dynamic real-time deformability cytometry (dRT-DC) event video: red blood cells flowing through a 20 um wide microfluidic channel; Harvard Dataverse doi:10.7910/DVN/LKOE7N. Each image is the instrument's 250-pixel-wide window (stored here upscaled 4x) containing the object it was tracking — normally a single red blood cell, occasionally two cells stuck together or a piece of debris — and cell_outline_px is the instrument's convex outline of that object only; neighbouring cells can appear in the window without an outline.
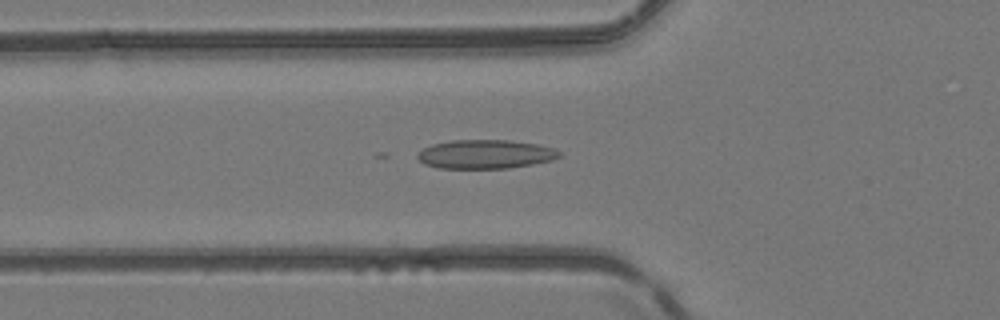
{"species": "common noctule bat (a hibernating species)", "species_latin": "Nyctalus noctula", "temperature_condition": "room temperature", "stored_images_in_passage": 51, "camera_frame_rate_fps": 3000, "um_per_image_px": 0.085, "animal": {"sex": "female", "body_mass_g": 24.6, "forearm_length_mm": 56.2}, "frame": {"image": 1, "passage_image": 19, "time_ms": 6.0, "image_size_px": [1000, 320], "cell_outline_px": [[560, 156], [552, 160], [532, 164], [508, 168], [436, 168], [424, 164], [416, 156], [424, 148], [432, 144], [452, 140], [508, 140], [536, 144], [556, 148], [560, 152]], "centroid_in_image_um": [41.26, 13.11], "position_along_channel_um": 84.5, "area_um2": 23.81}}
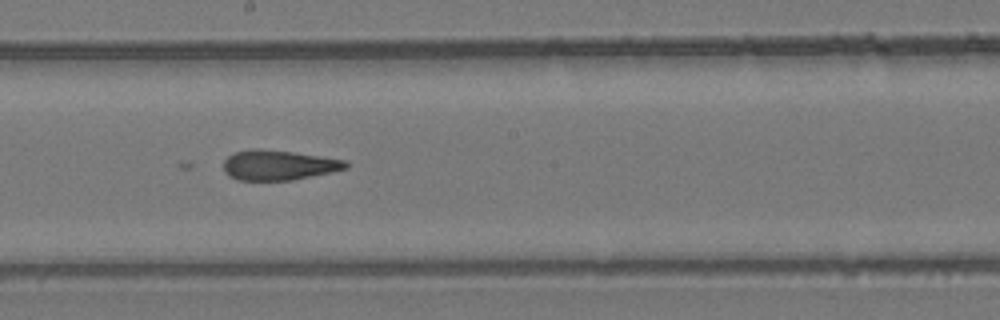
{"frame": {"image": 2, "passage_image": 29, "time_ms": 9.333, "image_size_px": [1000, 320], "cell_outline_px": [[348, 168], [332, 172], [292, 180], [236, 180], [228, 176], [224, 172], [224, 160], [228, 156], [236, 152], [252, 148], [260, 148], [292, 152], [320, 156], [344, 160], [348, 164]], "centroid_in_image_um": [23.65, 14.04], "position_along_channel_um": 224.6, "area_um2": 21.39}}
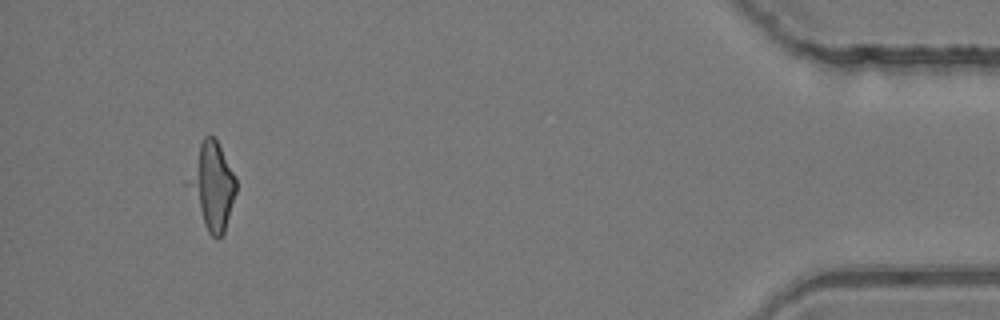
{"frame": {"image": 3, "passage_image": 48, "time_ms": 15.667, "image_size_px": [1000, 320], "cell_outline_px": [[236, 192], [224, 232], [216, 240], [208, 232], [184, 184], [200, 144], [204, 136], [212, 136], [216, 140], [236, 176]], "centroid_in_image_um": [18.01, 15.82], "position_along_channel_um": 417.2, "area_um2": 24.04}}